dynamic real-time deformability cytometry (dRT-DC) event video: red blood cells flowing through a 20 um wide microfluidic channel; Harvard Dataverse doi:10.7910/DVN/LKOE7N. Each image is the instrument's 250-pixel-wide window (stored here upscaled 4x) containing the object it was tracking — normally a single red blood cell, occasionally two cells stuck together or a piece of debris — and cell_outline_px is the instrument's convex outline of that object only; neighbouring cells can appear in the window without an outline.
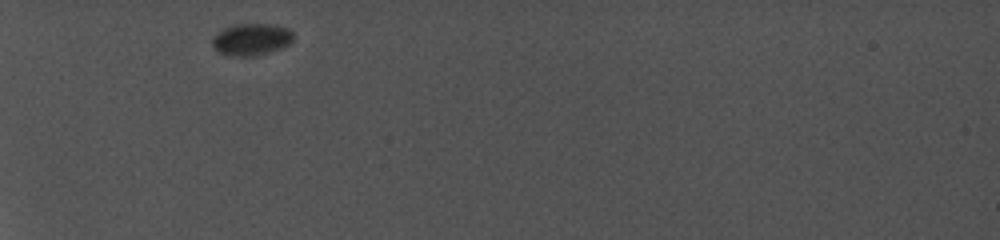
{"species": "common noctule bat (a hibernating species)", "species_latin": "Nyctalus noctula", "temperature_condition": "cold", "stored_images_in_passage": 24, "camera_frame_rate_fps": 5000, "um_per_image_px": 0.085, "animal": {"sex": "female", "body_mass_g": 19.0, "forearm_length_mm": 56.7}, "frame": {"image": 1, "passage_image": 1, "time_ms": 0.0, "image_size_px": [1000, 240], "cell_outline_px": [[296, 36], [288, 44], [280, 48], [256, 56], [228, 56], [220, 52], [212, 44], [212, 36], [224, 28], [236, 24], [276, 24], [288, 28]], "centroid_in_image_um": [21.38, 3.34], "position_along_channel_um": 63.6, "area_um2": 15.14}}
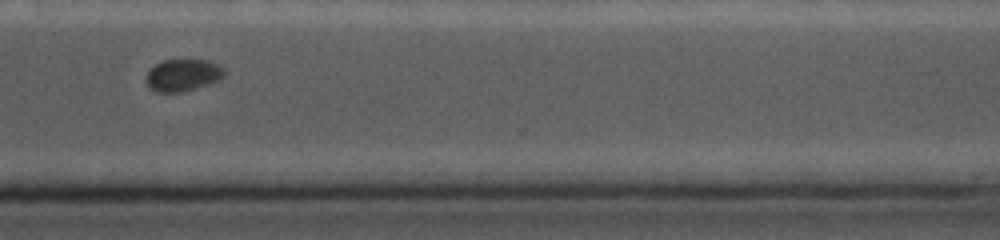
{"frame": {"image": 2, "passage_image": 18, "time_ms": 8.4, "image_size_px": [1000, 240], "cell_outline_px": [[224, 76], [208, 84], [184, 92], [156, 92], [148, 88], [144, 80], [148, 68], [164, 60], [208, 60], [224, 68]], "centroid_in_image_um": [15.46, 6.39], "position_along_channel_um": 355.1, "area_um2": 14.74}}
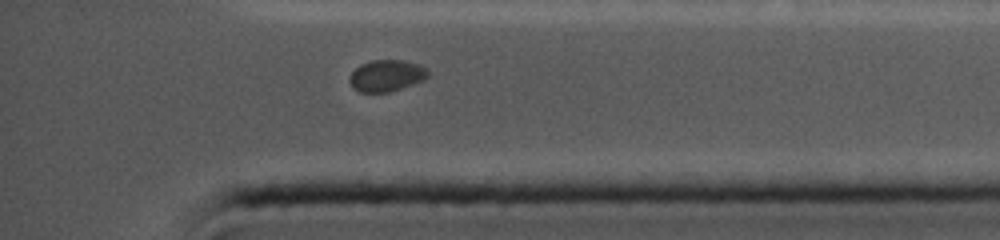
{"frame": {"image": 3, "passage_image": 22, "time_ms": 9.6, "image_size_px": [1000, 240], "cell_outline_px": [[428, 76], [424, 80], [388, 92], [360, 92], [352, 88], [348, 80], [352, 72], [360, 64], [372, 60], [404, 60], [420, 64], [428, 68]], "centroid_in_image_um": [32.85, 6.42], "position_along_channel_um": 402.3, "area_um2": 14.51}}